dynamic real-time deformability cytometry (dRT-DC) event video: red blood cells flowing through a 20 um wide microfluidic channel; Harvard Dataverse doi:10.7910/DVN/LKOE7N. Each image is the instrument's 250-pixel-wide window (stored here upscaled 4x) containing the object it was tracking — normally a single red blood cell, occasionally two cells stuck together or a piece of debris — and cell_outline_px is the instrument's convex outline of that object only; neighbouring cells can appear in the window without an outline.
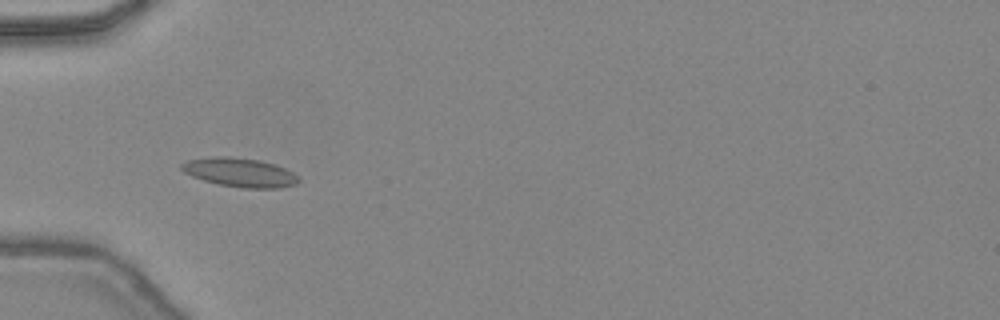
{"species": "common noctule bat (a hibernating species)", "species_latin": "Nyctalus noctula", "temperature_condition": "warm", "stored_images_in_passage": 32, "camera_frame_rate_fps": 3000, "um_per_image_px": 0.085, "animal": {"sex": "female", "body_mass_g": 24.6, "forearm_length_mm": 56.2}, "frame": {"image": 1, "passage_image": 1, "time_ms": 0.0, "image_size_px": [1000, 320], "cell_outline_px": [[300, 180], [296, 184], [280, 188], [240, 188], [220, 184], [204, 180], [192, 176], [184, 172], [180, 168], [180, 164], [188, 160], [212, 156], [228, 156], [256, 160], [276, 164], [292, 172]], "centroid_in_image_um": [20.37, 14.65], "position_along_channel_um": 64.6, "area_um2": 19.65}}
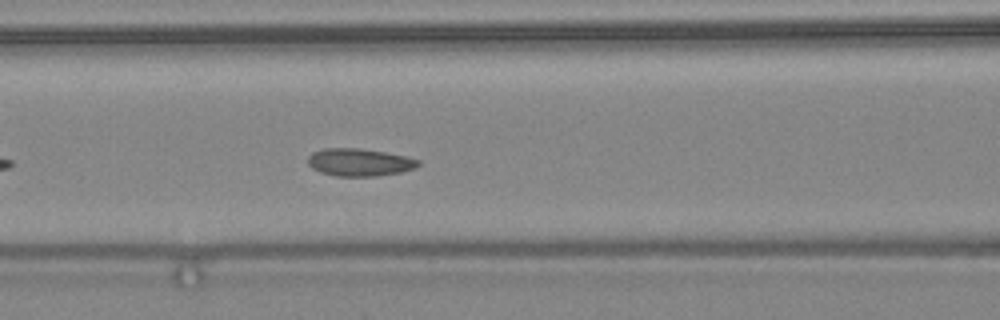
{"frame": {"image": 2, "passage_image": 6, "time_ms": 1.667, "image_size_px": [1000, 320], "cell_outline_px": [[420, 164], [416, 168], [400, 172], [376, 176], [336, 176], [320, 172], [312, 168], [308, 164], [308, 156], [312, 152], [324, 148], [360, 148], [408, 156], [420, 160]], "centroid_in_image_um": [30.56, 13.79], "position_along_channel_um": 136.0, "area_um2": 17.86}}
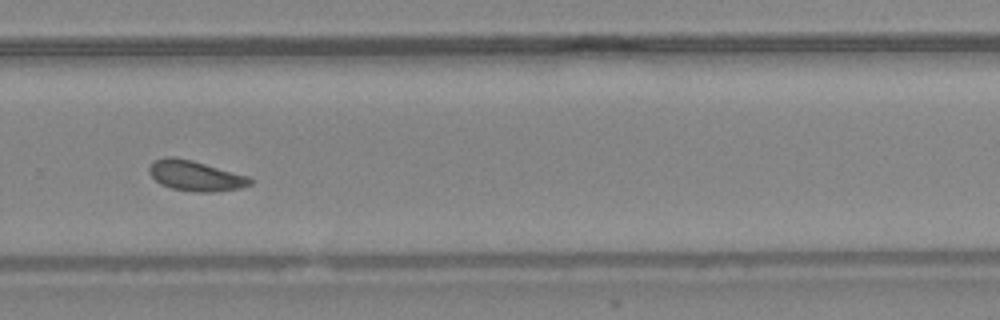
{"frame": {"image": 3, "passage_image": 18, "time_ms": 5.667, "image_size_px": [1000, 320], "cell_outline_px": [[252, 184], [240, 188], [216, 192], [196, 192], [172, 188], [160, 184], [148, 172], [148, 168], [156, 160], [164, 156], [176, 156], [192, 160], [248, 176], [252, 180]], "centroid_in_image_um": [16.61, 14.94], "position_along_channel_um": 313.2, "area_um2": 17.8}}